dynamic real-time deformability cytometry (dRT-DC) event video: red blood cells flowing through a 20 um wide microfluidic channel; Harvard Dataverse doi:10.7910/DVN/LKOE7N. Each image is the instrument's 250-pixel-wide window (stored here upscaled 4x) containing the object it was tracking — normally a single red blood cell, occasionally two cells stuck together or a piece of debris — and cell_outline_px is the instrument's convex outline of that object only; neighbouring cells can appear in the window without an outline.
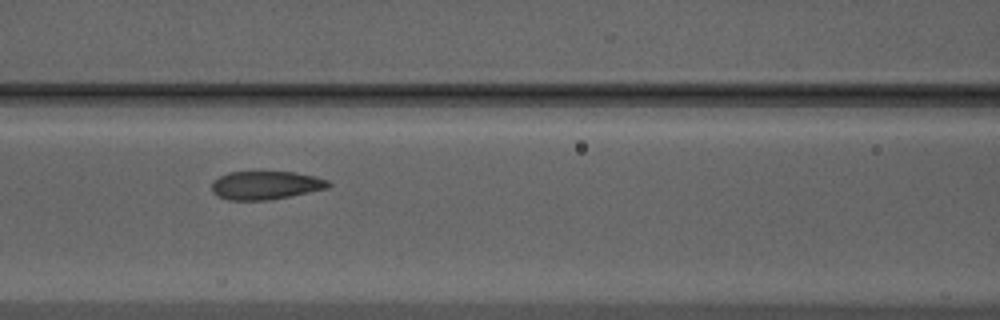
{"species": "Egyptian fruit bat (a non-hibernating species)", "species_latin": "Rousettus aegyptiacus", "temperature_condition": "warm", "stored_images_in_passage": 17, "camera_frame_rate_fps": 3000, "um_per_image_px": 0.085, "animal": {"sex": "male"}, "frame": {"image": 1, "passage_image": 7, "time_ms": 2.0, "image_size_px": [1000, 320], "cell_outline_px": [[332, 184], [328, 188], [268, 200], [228, 200], [212, 192], [212, 180], [228, 172], [296, 172], [328, 180]], "centroid_in_image_um": [22.56, 15.74], "position_along_channel_um": 144.0, "area_um2": 19.13}}
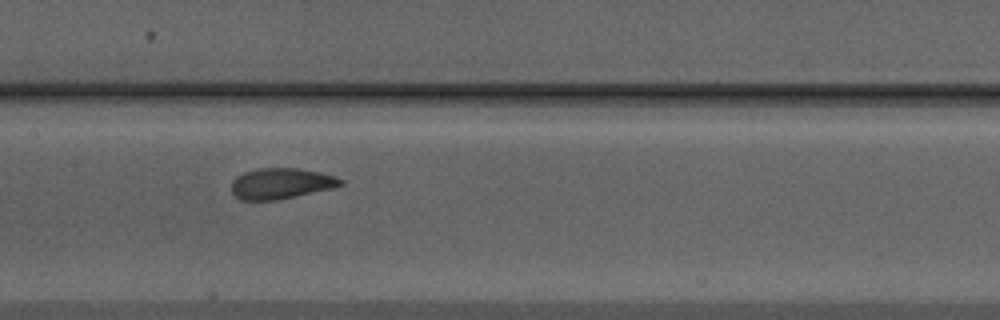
{"frame": {"image": 2, "passage_image": 10, "time_ms": 3.0, "image_size_px": [1000, 320], "cell_outline_px": [[344, 184], [332, 188], [276, 200], [240, 200], [232, 192], [232, 180], [236, 176], [244, 172], [260, 168], [300, 168], [320, 172], [336, 176], [344, 180]], "centroid_in_image_um": [23.9, 15.59], "position_along_channel_um": 183.5, "area_um2": 19.59}}